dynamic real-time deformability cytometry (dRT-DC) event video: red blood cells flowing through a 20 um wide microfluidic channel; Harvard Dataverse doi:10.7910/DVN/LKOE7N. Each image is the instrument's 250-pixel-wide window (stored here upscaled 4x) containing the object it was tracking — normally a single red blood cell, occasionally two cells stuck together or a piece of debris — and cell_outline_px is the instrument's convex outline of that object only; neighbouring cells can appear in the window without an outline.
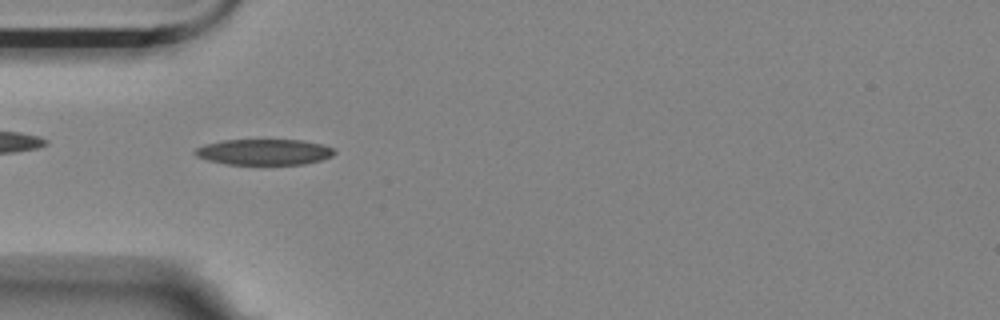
{"species": "Egyptian fruit bat (a non-hibernating species)", "species_latin": "Rousettus aegyptiacus", "temperature_condition": "room temperature", "stored_images_in_passage": 42, "camera_frame_rate_fps": 3000, "um_per_image_px": 0.085, "animal": {"sex": "female"}, "frame": {"image": 1, "passage_image": 3, "time_ms": 0.667, "image_size_px": [1000, 320], "cell_outline_px": [[336, 152], [332, 156], [320, 160], [304, 164], [228, 164], [208, 160], [196, 156], [192, 152], [196, 148], [204, 144], [220, 140], [300, 140], [320, 144], [332, 148]], "centroid_in_image_um": [22.4, 12.91], "position_along_channel_um": 62.6, "area_um2": 20.87}}
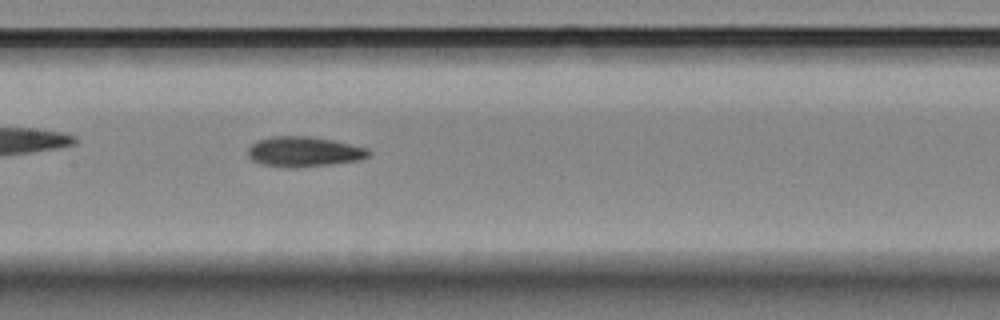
{"frame": {"image": 2, "passage_image": 13, "time_ms": 4.0, "image_size_px": [1000, 320], "cell_outline_px": [[372, 152], [368, 156], [360, 160], [328, 164], [292, 168], [288, 168], [264, 164], [252, 160], [248, 156], [248, 148], [252, 144], [260, 140], [272, 136], [308, 136], [332, 140], [368, 148]], "centroid_in_image_um": [25.84, 12.89], "position_along_channel_um": 181.6, "area_um2": 20.98}}
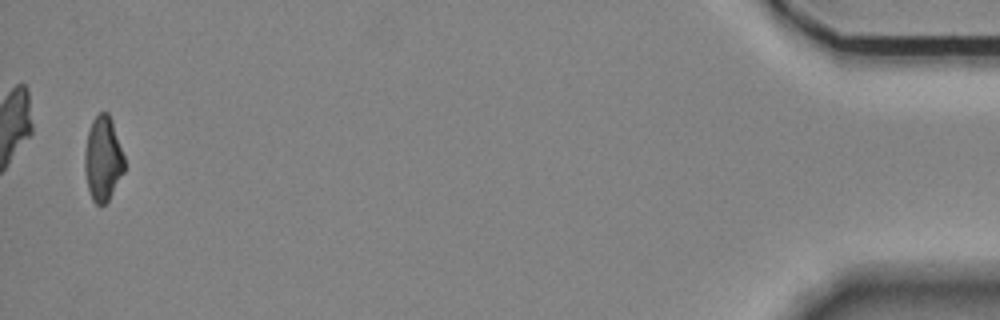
{"frame": {"image": 3, "passage_image": 41, "time_ms": 13.333, "image_size_px": [1000, 320], "cell_outline_px": [[124, 172], [108, 200], [104, 204], [96, 204], [92, 200], [88, 188], [84, 168], [84, 152], [88, 132], [92, 120], [100, 112], [108, 112], [112, 120], [124, 156]], "centroid_in_image_um": [8.74, 13.48], "position_along_channel_um": 426.5, "area_um2": 19.48}, "authors_computed_cell_mechanics": {"area_um2": 20.6057, "velocity_mm_per_s": 3.5662, "shape_relaxation_time_tau1_ms": 6.7642, "shape_relaxation_time_tau2_ms": 4.1005, "deformation_change_tau1": 0.1847, "deformation_change_tau2": 0.1288}}